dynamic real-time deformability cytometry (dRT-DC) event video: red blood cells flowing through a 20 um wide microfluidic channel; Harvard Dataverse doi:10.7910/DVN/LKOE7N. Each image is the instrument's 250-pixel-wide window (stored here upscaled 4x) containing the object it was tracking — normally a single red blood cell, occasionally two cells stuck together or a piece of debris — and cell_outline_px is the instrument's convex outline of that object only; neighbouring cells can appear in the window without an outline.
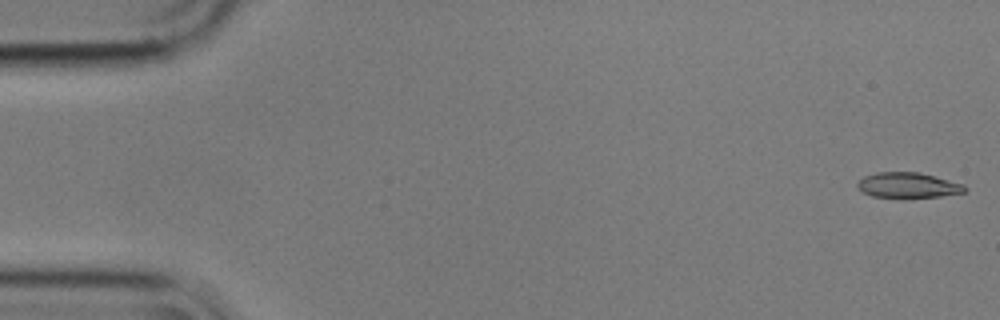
{"species": "common noctule bat (a hibernating species)", "species_latin": "Nyctalus noctula", "temperature_condition": "cold", "stored_images_in_passage": 56, "camera_frame_rate_fps": 3000, "um_per_image_px": 0.085, "animal": {"sex": "male", "body_mass_g": 17.9}, "frame": {"image": 1, "passage_image": 1, "time_ms": 0.0, "image_size_px": [1000, 320], "cell_outline_px": [[968, 188], [964, 192], [940, 196], [872, 196], [856, 188], [856, 184], [864, 176], [876, 172], [920, 172], [964, 184]], "centroid_in_image_um": [77.18, 15.71], "position_along_channel_um": 7.8, "area_um2": 15.49}}
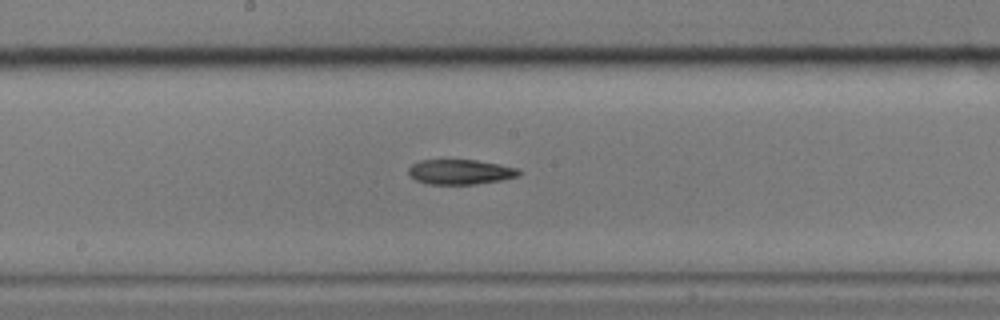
{"frame": {"image": 2, "passage_image": 29, "time_ms": 9.333, "image_size_px": [1000, 320], "cell_outline_px": [[524, 172], [520, 176], [504, 180], [476, 184], [428, 184], [416, 180], [408, 176], [408, 168], [412, 164], [420, 160], [476, 160], [500, 164], [520, 168]], "centroid_in_image_um": [39.18, 14.61], "position_along_channel_um": 209.0, "area_um2": 16.42}}
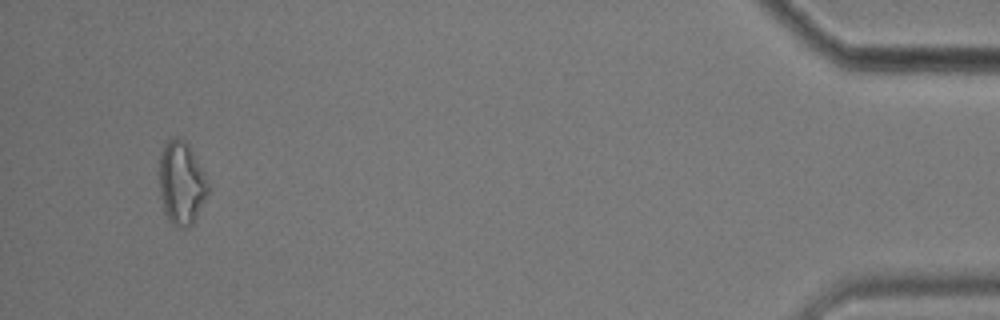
{"frame": {"image": 3, "passage_image": 53, "time_ms": 17.333, "image_size_px": [1000, 320], "cell_outline_px": [[208, 192], [192, 224], [188, 228], [176, 228], [168, 220], [164, 212], [160, 196], [160, 152], [168, 140], [176, 136], [180, 136], [188, 144], [204, 172], [208, 180]], "centroid_in_image_um": [15.41, 15.56], "position_along_channel_um": 419.8, "area_um2": 23.64}}